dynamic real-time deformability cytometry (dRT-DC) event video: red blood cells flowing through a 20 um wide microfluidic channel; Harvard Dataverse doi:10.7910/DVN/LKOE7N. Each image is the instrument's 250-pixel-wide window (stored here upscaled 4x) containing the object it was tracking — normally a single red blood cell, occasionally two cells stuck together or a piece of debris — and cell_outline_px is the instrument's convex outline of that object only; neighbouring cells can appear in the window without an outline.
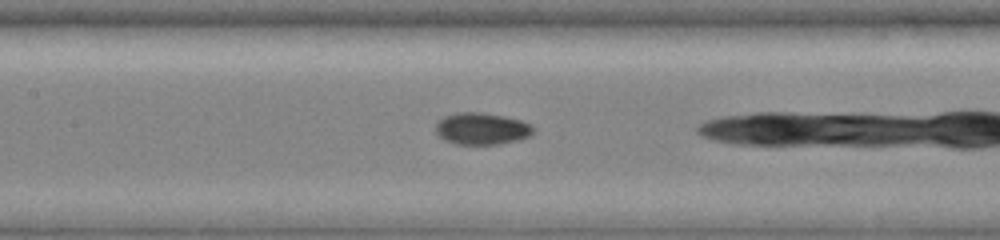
{"species": "common noctule bat (a hibernating species)", "species_latin": "Nyctalus noctula", "temperature_condition": "warm", "stored_images_in_passage": 25, "camera_frame_rate_fps": 3000, "um_per_image_px": 0.085, "animal": {"sex": "female", "body_mass_g": 19.0, "forearm_length_mm": 51.5}, "frame": {"image": 1, "passage_image": 24, "time_ms": 7.667, "image_size_px": [1000, 240], "cell_outline_px": [[532, 132], [528, 136], [520, 140], [496, 144], [456, 144], [444, 140], [436, 132], [436, 124], [444, 116], [460, 112], [476, 112], [504, 116], [520, 120], [532, 124]], "centroid_in_image_um": [40.94, 10.94], "position_along_channel_um": 166.5, "area_um2": 17.92}}